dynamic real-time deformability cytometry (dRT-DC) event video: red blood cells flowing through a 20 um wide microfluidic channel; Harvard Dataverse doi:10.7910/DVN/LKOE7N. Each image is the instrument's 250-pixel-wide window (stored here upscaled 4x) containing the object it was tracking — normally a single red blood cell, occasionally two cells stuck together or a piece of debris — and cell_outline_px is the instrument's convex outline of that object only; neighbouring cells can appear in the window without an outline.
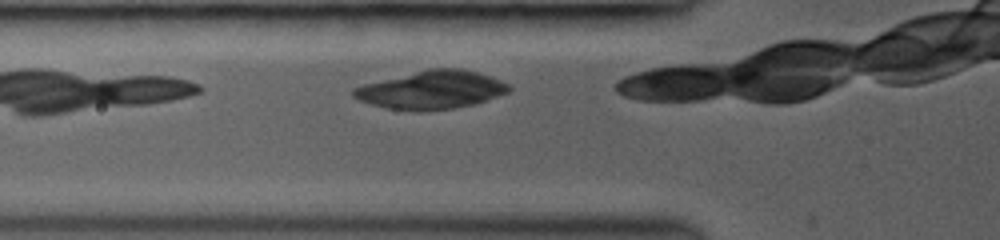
{"species": "common noctule bat (a hibernating species)", "species_latin": "Nyctalus noctula", "temperature_condition": "room temperature", "stored_images_in_passage": 3, "camera_frame_rate_fps": 3000, "um_per_image_px": 0.085, "animal": {"sex": "female", "body_mass_g": 19.0, "forearm_length_mm": 53.3}, "frame": {"image": 1, "passage_image": 3, "time_ms": 1.333, "image_size_px": [1000, 240], "cell_outline_px": [[512, 88], [508, 92], [472, 104], [452, 108], [420, 112], [416, 112], [384, 108], [360, 100], [352, 96], [352, 88], [364, 84], [428, 68], [460, 68], [476, 72], [500, 80], [508, 84]], "centroid_in_image_um": [36.63, 7.64], "position_along_channel_um": 89.2, "area_um2": 34.39}}